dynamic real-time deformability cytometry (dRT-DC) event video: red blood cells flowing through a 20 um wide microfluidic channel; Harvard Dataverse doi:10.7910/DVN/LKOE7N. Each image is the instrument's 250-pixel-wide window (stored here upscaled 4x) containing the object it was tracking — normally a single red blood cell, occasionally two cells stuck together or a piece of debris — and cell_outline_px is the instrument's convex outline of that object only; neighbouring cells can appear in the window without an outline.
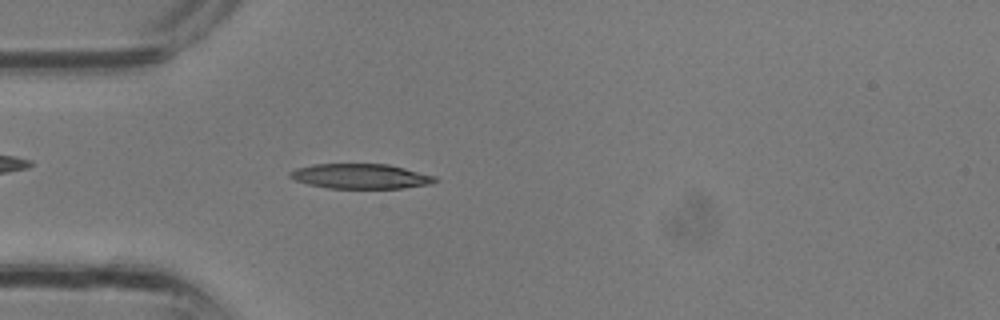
{"species": "common noctule bat (a hibernating species)", "species_latin": "Nyctalus noctula", "temperature_condition": "room temperature", "stored_images_in_passage": 27, "camera_frame_rate_fps": 3000, "um_per_image_px": 0.085, "animal": {"sex": "male", "body_mass_g": 13.3}, "frame": {"image": 1, "passage_image": 4, "time_ms": 1.0, "image_size_px": [1000, 320], "cell_outline_px": [[440, 180], [432, 184], [404, 188], [328, 188], [308, 184], [296, 180], [288, 176], [288, 172], [296, 168], [312, 164], [388, 164], [436, 176]], "centroid_in_image_um": [30.67, 14.98], "position_along_channel_um": 54.3, "area_um2": 21.15}}
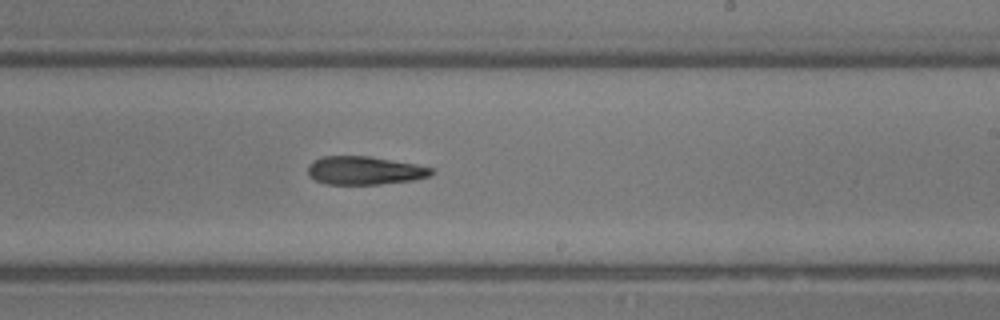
{"frame": {"image": 2, "passage_image": 14, "time_ms": 4.333, "image_size_px": [1000, 320], "cell_outline_px": [[436, 172], [428, 176], [412, 180], [380, 184], [324, 184], [308, 176], [308, 164], [312, 160], [320, 156], [368, 156], [416, 164], [432, 168]], "centroid_in_image_um": [30.95, 14.48], "position_along_channel_um": 258.1, "area_um2": 20.46}}
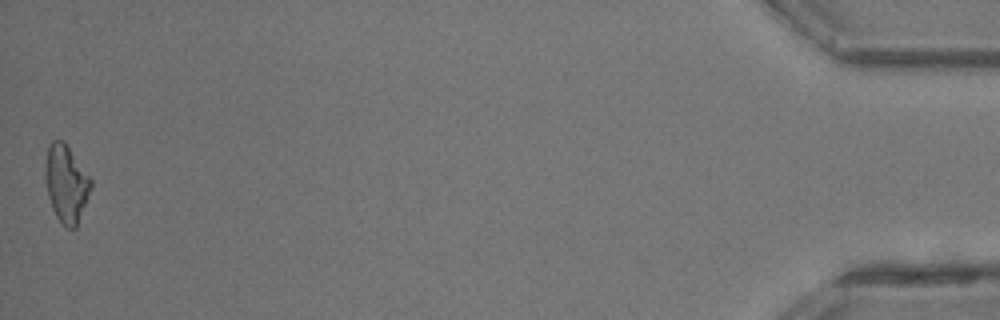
{"frame": {"image": 3, "passage_image": 27, "time_ms": 8.667, "image_size_px": [1000, 320], "cell_outline_px": [[92, 188], [76, 228], [68, 228], [56, 216], [52, 208], [48, 196], [44, 180], [44, 164], [48, 144], [52, 140], [64, 140], [92, 180]], "centroid_in_image_um": [5.61, 15.57], "position_along_channel_um": 429.6, "area_um2": 20.81}}